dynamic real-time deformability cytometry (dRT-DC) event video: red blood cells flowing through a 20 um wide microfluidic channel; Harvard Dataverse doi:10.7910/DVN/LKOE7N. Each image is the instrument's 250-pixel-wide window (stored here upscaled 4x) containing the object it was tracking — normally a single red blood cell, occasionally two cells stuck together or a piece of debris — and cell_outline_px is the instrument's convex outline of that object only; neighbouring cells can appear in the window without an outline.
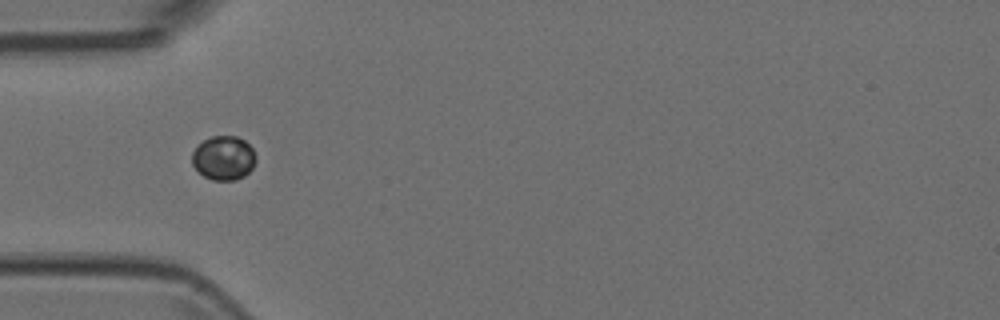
{"species": "Egyptian fruit bat (a non-hibernating species)", "species_latin": "Rousettus aegyptiacus", "temperature_condition": "room temperature", "stored_images_in_passage": 7, "camera_frame_rate_fps": 3000, "um_per_image_px": 0.085, "animal": {"sex": "female"}, "frame": {"image": 1, "passage_image": 1, "time_ms": 0.0, "image_size_px": [1000, 320], "cell_outline_px": [[256, 160], [252, 168], [244, 176], [236, 180], [212, 180], [204, 176], [192, 164], [192, 152], [204, 140], [212, 136], [236, 136], [244, 140], [252, 148], [256, 156]], "centroid_in_image_um": [19.02, 13.43], "position_along_channel_um": 66.0, "area_um2": 16.3}}
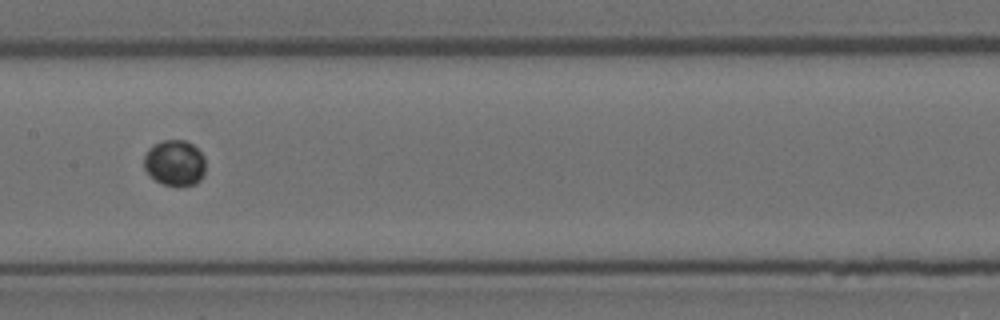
{"frame": {"image": 2, "passage_image": 4, "time_ms": 1.0, "image_size_px": [1000, 320], "cell_outline_px": [[204, 176], [196, 184], [180, 188], [164, 184], [148, 176], [144, 168], [144, 156], [148, 148], [152, 144], [164, 140], [184, 140], [192, 144], [204, 156]], "centroid_in_image_um": [14.84, 13.88], "position_along_channel_um": 192.6, "area_um2": 16.82}}
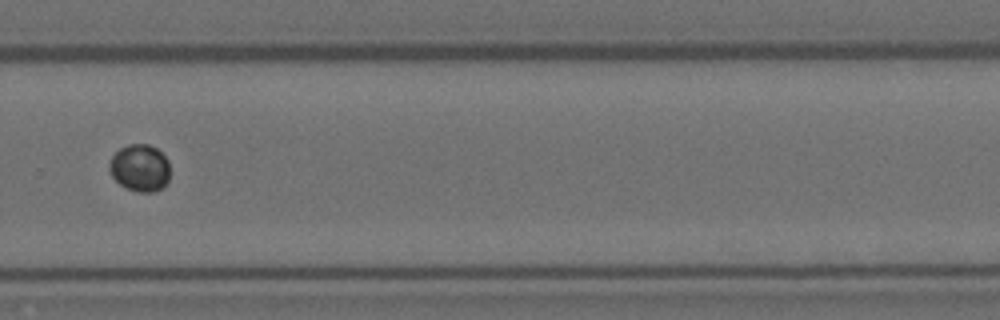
{"frame": {"image": 3, "passage_image": 7, "time_ms": 2.0, "image_size_px": [1000, 320], "cell_outline_px": [[168, 184], [164, 188], [156, 192], [136, 192], [120, 184], [112, 176], [108, 168], [108, 164], [112, 156], [120, 148], [128, 144], [148, 144], [156, 148], [168, 160]], "centroid_in_image_um": [11.89, 14.29], "position_along_channel_um": 317.9, "area_um2": 16.76}}